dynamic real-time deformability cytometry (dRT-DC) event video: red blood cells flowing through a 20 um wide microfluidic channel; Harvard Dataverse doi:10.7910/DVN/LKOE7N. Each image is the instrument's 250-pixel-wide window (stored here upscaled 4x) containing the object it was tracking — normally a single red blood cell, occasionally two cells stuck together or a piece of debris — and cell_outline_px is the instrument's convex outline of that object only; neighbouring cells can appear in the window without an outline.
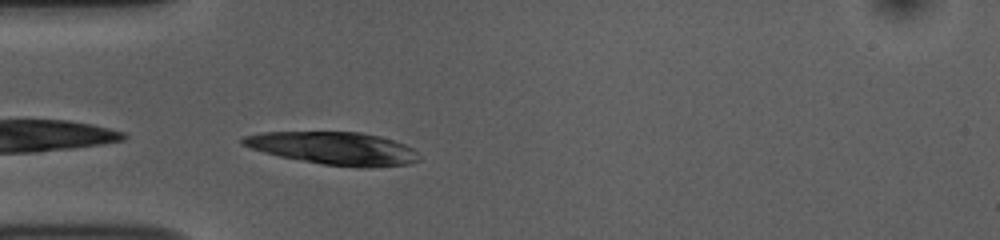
{"species": "common noctule bat (a hibernating species)", "species_latin": "Nyctalus noctula", "temperature_condition": "room temperature", "stored_images_in_passage": 34, "camera_frame_rate_fps": 3000, "um_per_image_px": 0.085, "animal": {"sex": "female", "body_mass_g": 10.0, "forearm_length_mm": 53.1}, "frame": {"image": 1, "passage_image": 2, "time_ms": 0.333, "image_size_px": [1000, 240], "cell_outline_px": [[420, 160], [408, 164], [368, 168], [360, 168], [324, 164], [300, 160], [280, 156], [264, 152], [240, 144], [240, 140], [244, 136], [264, 132], [360, 132], [380, 136], [404, 144], [412, 148], [420, 156]], "centroid_in_image_um": [28.39, 12.61], "position_along_channel_um": 56.6, "area_um2": 33.52}}